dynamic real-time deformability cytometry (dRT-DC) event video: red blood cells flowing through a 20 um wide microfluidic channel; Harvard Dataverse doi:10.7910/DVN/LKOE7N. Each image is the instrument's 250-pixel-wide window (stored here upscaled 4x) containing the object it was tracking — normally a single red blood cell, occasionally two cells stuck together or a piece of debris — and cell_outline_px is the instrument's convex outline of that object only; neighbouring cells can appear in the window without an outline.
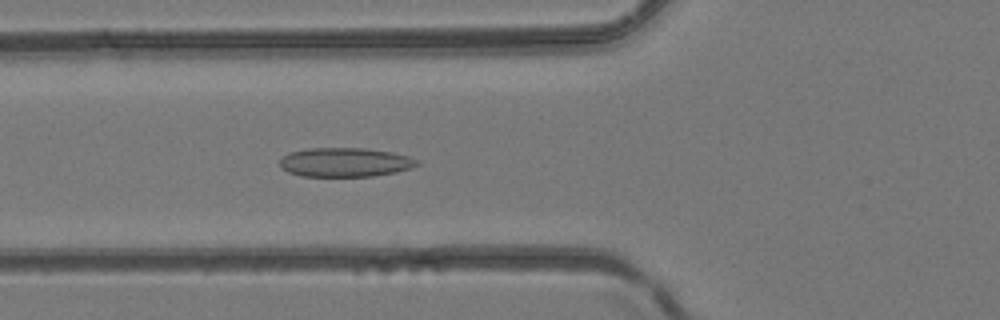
{"species": "common noctule bat (a hibernating species)", "species_latin": "Nyctalus noctula", "temperature_condition": "room temperature", "stored_images_in_passage": 11, "camera_frame_rate_fps": 3000, "um_per_image_px": 0.085, "animal": {"sex": "female", "body_mass_g": 24.6, "forearm_length_mm": 56.2}, "frame": {"image": 1, "passage_image": 5, "time_ms": 1.333, "image_size_px": [1000, 320], "cell_outline_px": [[420, 164], [412, 168], [396, 172], [372, 176], [300, 176], [288, 172], [280, 168], [280, 160], [288, 152], [308, 148], [364, 148], [392, 152], [408, 156], [416, 160]], "centroid_in_image_um": [29.31, 13.79], "position_along_channel_um": 96.5, "area_um2": 23.35}}
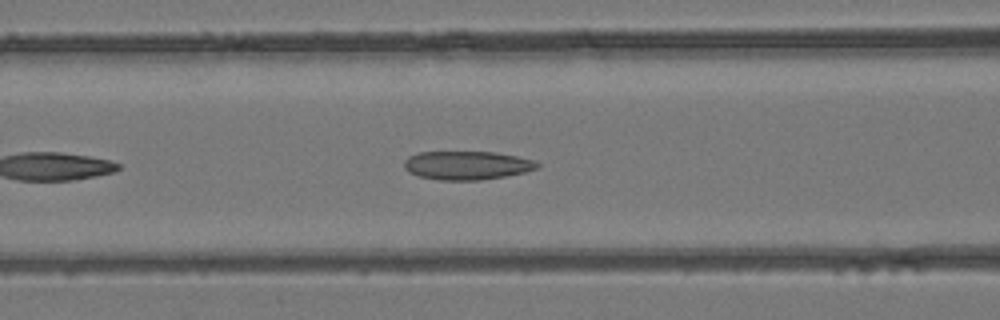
{"frame": {"image": 2, "passage_image": 7, "time_ms": 2.0, "image_size_px": [1000, 320], "cell_outline_px": [[540, 164], [536, 168], [524, 172], [504, 176], [480, 180], [440, 180], [416, 176], [408, 172], [404, 168], [404, 160], [408, 156], [420, 152], [496, 152], [536, 160]], "centroid_in_image_um": [39.65, 14.05], "position_along_channel_um": 126.9, "area_um2": 22.25}}